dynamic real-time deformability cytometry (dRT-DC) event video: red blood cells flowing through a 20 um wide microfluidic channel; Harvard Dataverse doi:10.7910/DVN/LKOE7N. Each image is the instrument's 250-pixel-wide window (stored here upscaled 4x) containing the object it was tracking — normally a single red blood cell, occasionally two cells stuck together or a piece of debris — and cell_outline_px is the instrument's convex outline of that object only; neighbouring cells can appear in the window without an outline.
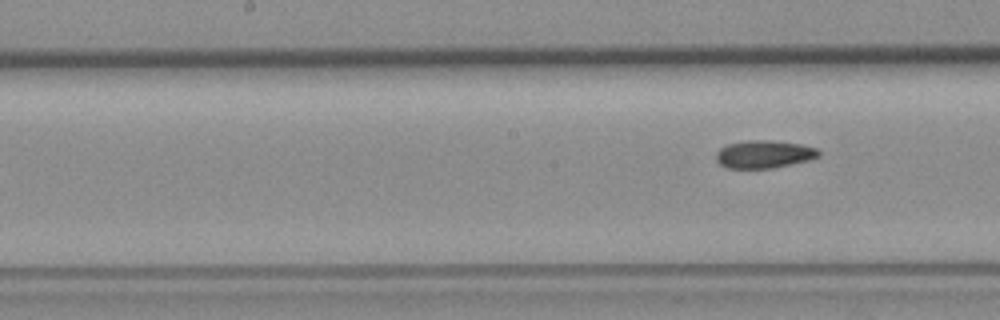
{"species": "common noctule bat (a hibernating species)", "species_latin": "Nyctalus noctula", "temperature_condition": "room temperature", "stored_images_in_passage": 9, "camera_frame_rate_fps": 3000, "um_per_image_px": 0.085, "animal": {"sex": "female", "body_mass_g": 19.3, "forearm_length_mm": 54.1}, "frame": {"image": 1, "passage_image": 9, "time_ms": 9.333, "image_size_px": [1000, 320], "cell_outline_px": [[820, 156], [812, 160], [772, 168], [728, 168], [720, 164], [716, 160], [716, 152], [720, 148], [728, 144], [748, 140], [764, 140], [800, 144], [816, 148], [820, 152]], "centroid_in_image_um": [64.96, 13.12], "position_along_channel_um": 183.2, "area_um2": 16.59}}